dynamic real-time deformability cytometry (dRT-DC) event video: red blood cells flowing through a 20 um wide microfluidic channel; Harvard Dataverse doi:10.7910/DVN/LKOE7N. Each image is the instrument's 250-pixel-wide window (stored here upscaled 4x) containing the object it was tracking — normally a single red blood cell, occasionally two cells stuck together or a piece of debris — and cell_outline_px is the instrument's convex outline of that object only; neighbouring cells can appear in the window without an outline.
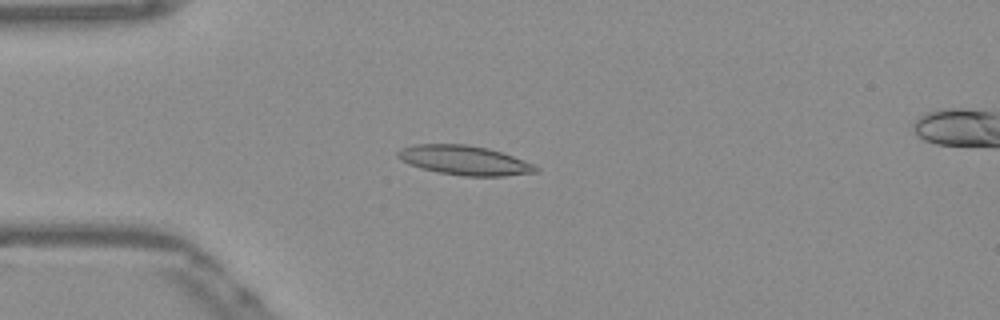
{"species": "Egyptian fruit bat (a non-hibernating species)", "species_latin": "Rousettus aegyptiacus", "temperature_condition": "warm", "stored_images_in_passage": 53, "camera_frame_rate_fps": 3000, "um_per_image_px": 0.085, "frame": {"image": 1, "passage_image": 14, "time_ms": 4.333, "image_size_px": [1000, 320], "cell_outline_px": [[540, 172], [504, 176], [464, 176], [440, 172], [424, 168], [412, 164], [396, 156], [396, 152], [400, 148], [412, 144], [468, 144], [488, 148], [524, 160], [540, 168]], "centroid_in_image_um": [39.51, 13.61], "position_along_channel_um": 45.5, "area_um2": 23.47}}
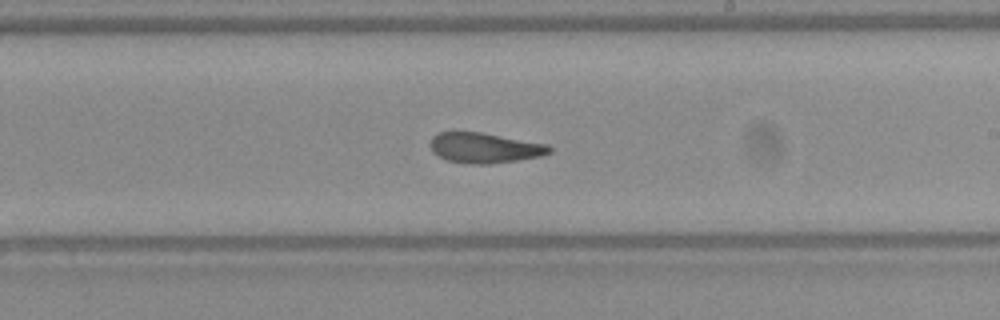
{"frame": {"image": 2, "passage_image": 31, "time_ms": 10.0, "image_size_px": [1000, 320], "cell_outline_px": [[552, 152], [540, 156], [516, 160], [488, 164], [472, 164], [448, 160], [432, 152], [428, 144], [432, 136], [436, 132], [480, 132], [548, 144], [552, 148]], "centroid_in_image_um": [41.16, 12.56], "position_along_channel_um": 247.8, "area_um2": 20.98}}
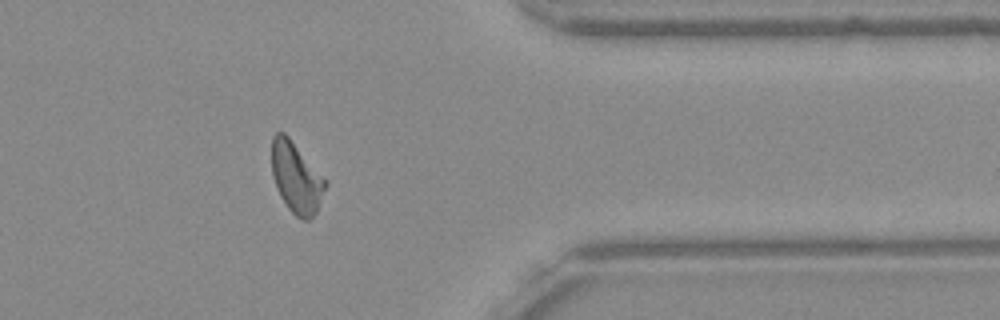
{"frame": {"image": 3, "passage_image": 43, "time_ms": 14.0, "image_size_px": [1000, 320], "cell_outline_px": [[328, 184], [316, 212], [308, 220], [304, 220], [296, 216], [288, 208], [280, 196], [272, 176], [272, 136], [276, 132], [284, 132], [288, 136]], "centroid_in_image_um": [25.16, 15.11], "position_along_channel_um": 386.2, "area_um2": 21.68}, "authors_computed_cell_mechanics": {"area_um2": 21.675, "velocity_mm_per_s": 3.8656, "shape_relaxation_time_tau1_ms": 4.0853, "shape_relaxation_time_tau2_ms": 2.0437, "deformation_change_tau1": 0.1671, "deformation_change_tau2": 0.1055}}